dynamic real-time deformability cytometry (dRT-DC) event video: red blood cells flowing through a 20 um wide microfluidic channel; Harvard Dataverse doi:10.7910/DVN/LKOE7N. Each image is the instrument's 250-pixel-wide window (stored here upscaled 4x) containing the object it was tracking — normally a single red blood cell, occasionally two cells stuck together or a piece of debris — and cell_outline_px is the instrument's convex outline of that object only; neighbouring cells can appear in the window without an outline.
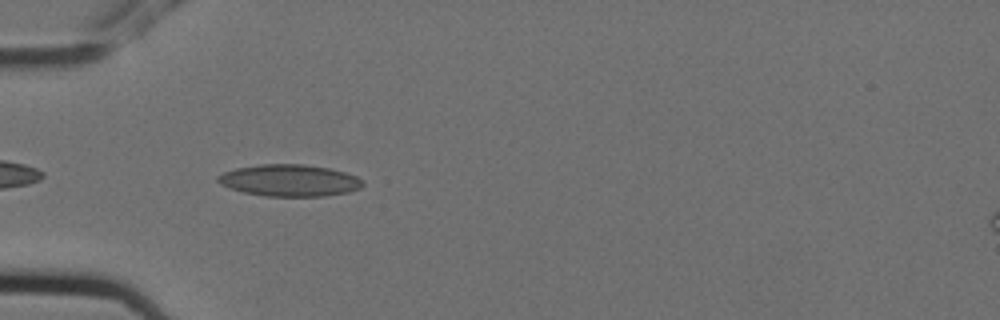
{"species": "Egyptian fruit bat (a non-hibernating species)", "species_latin": "Rousettus aegyptiacus", "temperature_condition": "cold", "stored_images_in_passage": 7, "camera_frame_rate_fps": 3000, "um_per_image_px": 0.085, "animal": {"sex": "female"}, "frame": {"image": 1, "passage_image": 5, "time_ms": 1.333, "image_size_px": [1000, 320], "cell_outline_px": [[364, 184], [360, 188], [348, 192], [324, 196], [264, 196], [244, 192], [220, 184], [216, 180], [216, 176], [224, 172], [236, 168], [260, 164], [304, 164], [328, 168], [344, 172], [356, 176], [364, 180]], "centroid_in_image_um": [24.61, 15.33], "position_along_channel_um": 60.4, "area_um2": 26.82}}
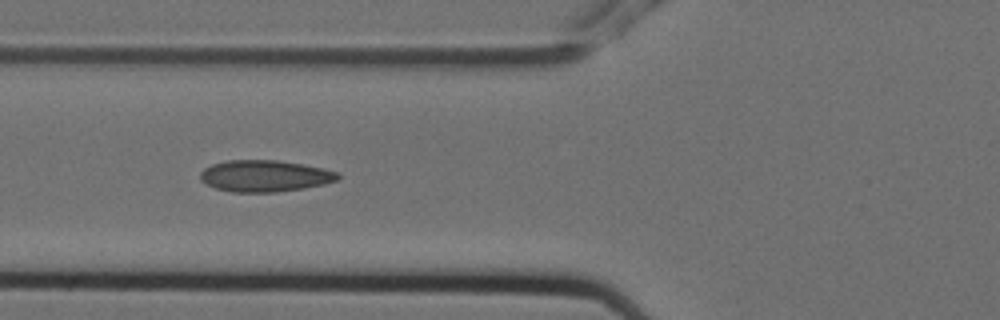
{"frame": {"image": 2, "passage_image": 6, "time_ms": 1.667, "image_size_px": [1000, 320], "cell_outline_px": [[340, 176], [336, 180], [324, 184], [304, 188], [276, 192], [232, 192], [216, 188], [200, 180], [200, 172], [204, 168], [212, 164], [228, 160], [276, 160], [324, 168], [340, 172]], "centroid_in_image_um": [22.51, 14.95], "position_along_channel_um": 103.3, "area_um2": 25.26}}
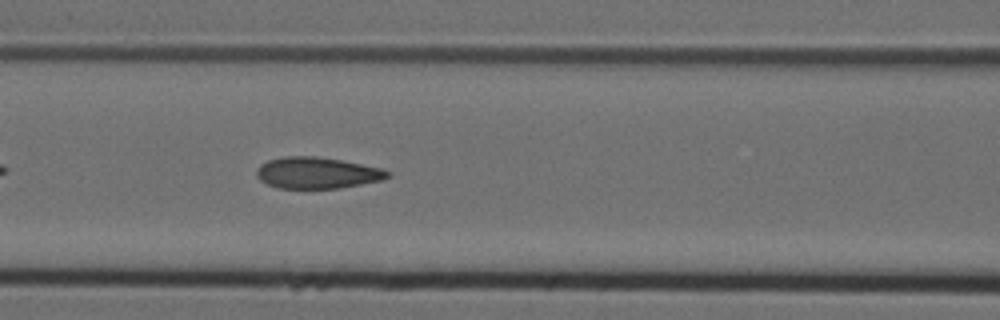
{"frame": {"image": 3, "passage_image": 7, "time_ms": 2.0, "image_size_px": [1000, 320], "cell_outline_px": [[392, 176], [380, 180], [340, 188], [276, 188], [260, 180], [256, 176], [256, 172], [260, 164], [268, 160], [284, 156], [316, 156], [340, 160], [380, 168], [392, 172]], "centroid_in_image_um": [26.93, 14.69], "position_along_channel_um": 139.7, "area_um2": 23.87}}